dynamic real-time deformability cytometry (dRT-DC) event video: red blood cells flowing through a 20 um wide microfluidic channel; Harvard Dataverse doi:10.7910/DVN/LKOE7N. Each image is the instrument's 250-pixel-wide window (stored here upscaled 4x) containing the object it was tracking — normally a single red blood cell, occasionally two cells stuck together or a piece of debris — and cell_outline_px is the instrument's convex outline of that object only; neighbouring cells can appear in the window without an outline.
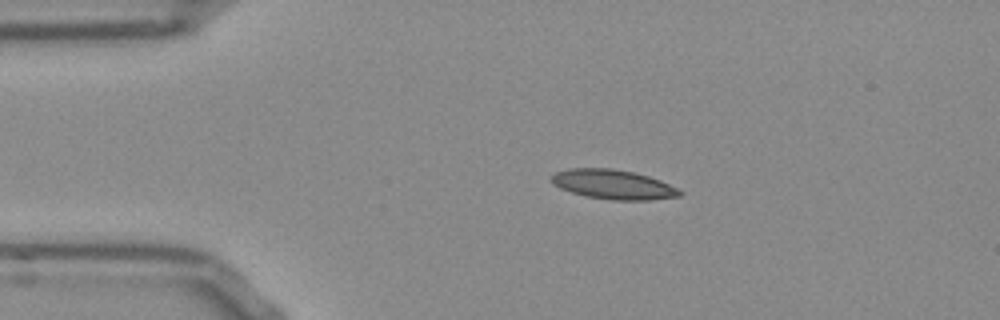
{"species": "Egyptian fruit bat (a non-hibernating species)", "species_latin": "Rousettus aegyptiacus", "temperature_condition": "room temperature", "stored_images_in_passage": 44, "camera_frame_rate_fps": 3000, "um_per_image_px": 0.085, "frame": {"image": 1, "passage_image": 1, "time_ms": 0.0, "image_size_px": [1000, 320], "cell_outline_px": [[684, 192], [680, 196], [648, 200], [612, 200], [588, 196], [572, 192], [560, 188], [552, 184], [548, 180], [548, 176], [556, 172], [568, 168], [612, 168], [632, 172], [648, 176], [660, 180]], "centroid_in_image_um": [52.06, 15.67], "position_along_channel_um": 32.9, "area_um2": 22.08}}
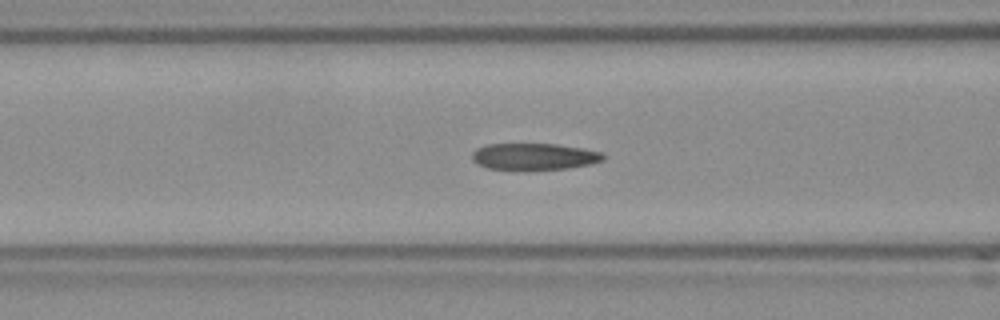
{"frame": {"image": 2, "passage_image": 11, "time_ms": 3.333, "image_size_px": [1000, 320], "cell_outline_px": [[604, 160], [588, 164], [568, 168], [528, 172], [524, 172], [488, 168], [476, 164], [472, 160], [472, 152], [476, 148], [488, 144], [556, 144], [580, 148], [600, 152], [604, 156]], "centroid_in_image_um": [45.32, 13.34], "position_along_channel_um": 121.3, "area_um2": 20.92}}
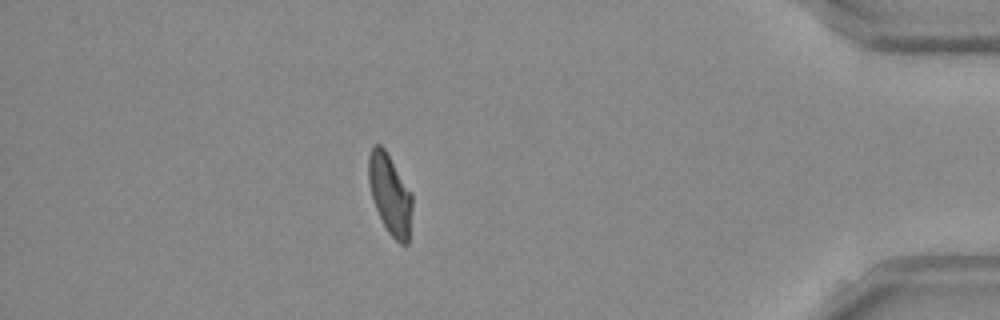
{"frame": {"image": 3, "passage_image": 37, "time_ms": 12.0, "image_size_px": [1000, 320], "cell_outline_px": [[412, 208], [408, 244], [400, 244], [388, 232], [372, 200], [368, 180], [368, 156], [372, 148], [376, 144], [380, 144], [384, 148], [412, 192]], "centroid_in_image_um": [33.15, 16.51], "position_along_channel_um": 402.0, "area_um2": 20.35}, "authors_computed_cell_mechanics": {"area_um2": 21.0392, "velocity_mm_per_s": 3.7941, "shape_relaxation_time_tau1_ms": null, "shape_relaxation_time_tau2_ms": 2.5033, "deformation_change_tau1": null, "deformation_change_tau2": 0.0939}}